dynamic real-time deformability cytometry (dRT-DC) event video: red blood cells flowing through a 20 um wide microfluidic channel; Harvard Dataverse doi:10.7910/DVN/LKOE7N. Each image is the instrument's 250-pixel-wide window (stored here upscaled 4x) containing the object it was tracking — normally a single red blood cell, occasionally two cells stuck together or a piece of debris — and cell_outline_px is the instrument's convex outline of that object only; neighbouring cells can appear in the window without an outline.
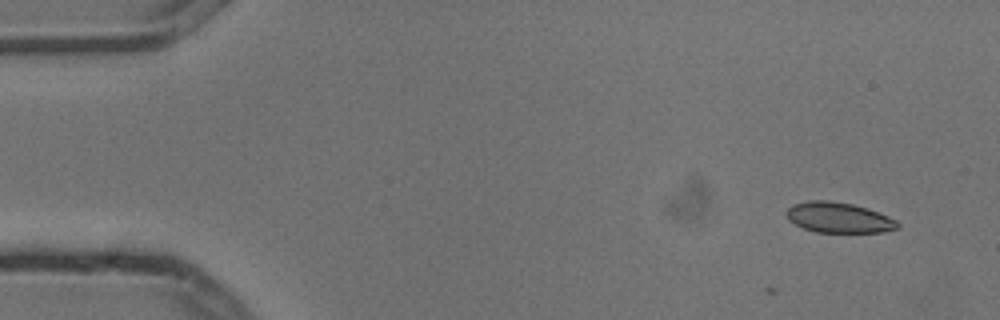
{"species": "common noctule bat (a hibernating species)", "species_latin": "Nyctalus noctula", "temperature_condition": "cold", "stored_images_in_passage": 6, "camera_frame_rate_fps": 3000, "um_per_image_px": 0.085, "animal": {"sex": "male", "body_mass_g": 13.3}, "frame": {"image": 1, "passage_image": 1, "time_ms": 0.0, "image_size_px": [1000, 320], "cell_outline_px": [[900, 228], [880, 232], [816, 232], [804, 228], [788, 220], [784, 212], [792, 204], [808, 200], [828, 200], [852, 204], [868, 208], [888, 216], [896, 220], [900, 224]], "centroid_in_image_um": [71.27, 18.48], "position_along_channel_um": 13.7, "area_um2": 19.83}}
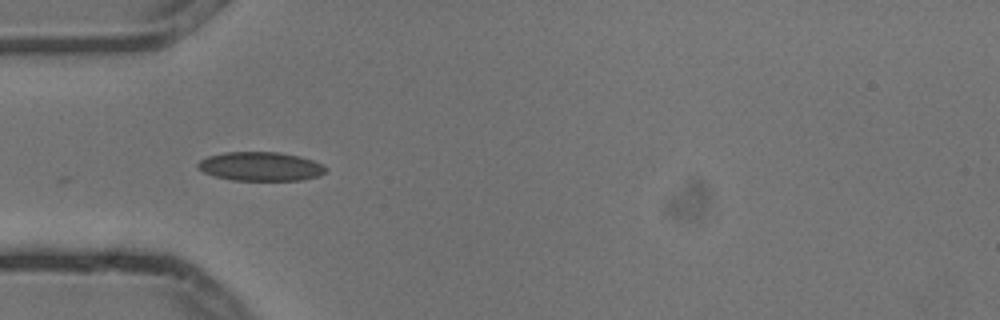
{"frame": {"image": 2, "passage_image": 5, "time_ms": 1.333, "image_size_px": [1000, 320], "cell_outline_px": [[328, 172], [320, 176], [300, 180], [232, 180], [216, 176], [204, 172], [196, 168], [196, 164], [200, 160], [208, 156], [224, 152], [276, 152], [300, 156], [324, 164], [328, 168]], "centroid_in_image_um": [22.18, 14.14], "position_along_channel_um": 62.8, "area_um2": 21.73}}
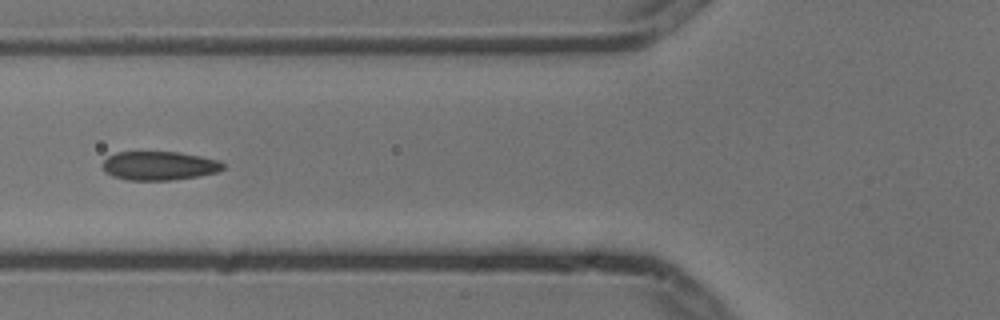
{"frame": {"image": 3, "passage_image": 6, "time_ms": 1.667, "image_size_px": [1000, 320], "cell_outline_px": [[224, 168], [216, 172], [196, 176], [172, 180], [128, 180], [112, 176], [104, 172], [100, 164], [108, 156], [116, 152], [180, 152], [220, 160], [224, 164]], "centroid_in_image_um": [13.49, 14.08], "position_along_channel_um": 112.3, "area_um2": 20.35}}